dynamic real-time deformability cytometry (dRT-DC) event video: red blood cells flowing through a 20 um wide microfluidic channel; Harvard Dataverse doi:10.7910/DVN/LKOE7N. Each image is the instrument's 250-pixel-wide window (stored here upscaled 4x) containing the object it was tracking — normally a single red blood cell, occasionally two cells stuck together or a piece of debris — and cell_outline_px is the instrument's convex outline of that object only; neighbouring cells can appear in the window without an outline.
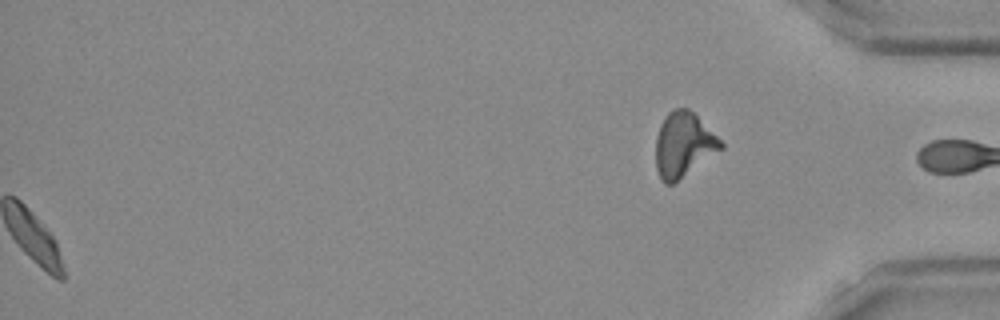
{"species": "Egyptian fruit bat (a non-hibernating species)", "species_latin": "Rousettus aegyptiacus", "temperature_condition": "room temperature", "stored_images_in_passage": 49, "segment_of_instrument_passage": [2, 2], "camera_frame_rate_fps": 3000, "um_per_image_px": 0.085, "frame": {"image": 1, "passage_image": 49, "time_ms": 16.0, "image_size_px": [1000, 320], "cell_outline_px": [[724, 148], [672, 184], [664, 184], [660, 180], [656, 168], [656, 136], [660, 124], [664, 116], [672, 108], [688, 108], [724, 144]], "centroid_in_image_um": [58.06, 12.31], "position_along_channel_um": 377.1, "area_um2": 24.33}}